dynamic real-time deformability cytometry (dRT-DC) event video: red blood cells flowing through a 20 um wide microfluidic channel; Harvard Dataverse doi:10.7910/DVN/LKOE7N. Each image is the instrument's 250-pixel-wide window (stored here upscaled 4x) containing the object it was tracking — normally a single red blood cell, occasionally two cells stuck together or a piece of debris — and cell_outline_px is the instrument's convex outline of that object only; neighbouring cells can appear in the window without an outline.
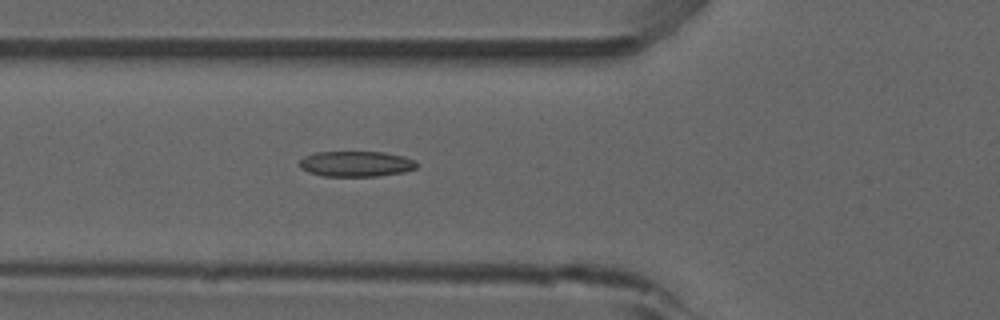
{"species": "common noctule bat (a hibernating species)", "species_latin": "Nyctalus noctula", "temperature_condition": "room temperature", "stored_images_in_passage": 47, "camera_frame_rate_fps": 3000, "um_per_image_px": 0.085, "animal": {"sex": "male", "forearm_length_mm": 52.5}, "frame": {"image": 1, "passage_image": 14, "time_ms": 4.333, "image_size_px": [1000, 320], "cell_outline_px": [[416, 168], [404, 172], [376, 176], [324, 176], [308, 172], [300, 168], [300, 160], [304, 156], [316, 152], [384, 152], [404, 156], [416, 160]], "centroid_in_image_um": [30.27, 13.92], "position_along_channel_um": 95.5, "area_um2": 17.46}}
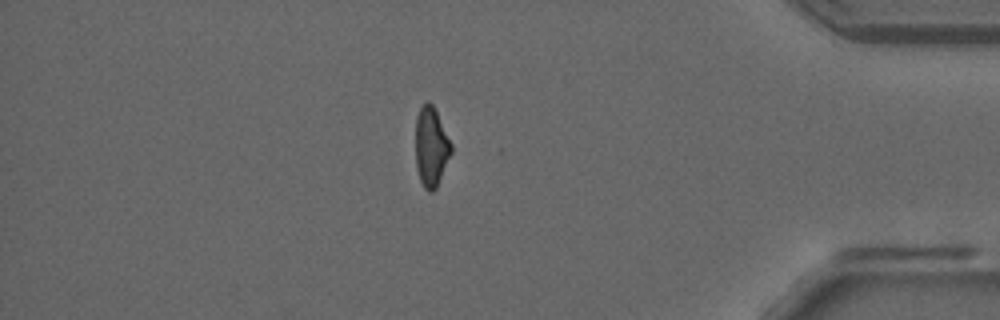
{"frame": {"image": 2, "passage_image": 40, "time_ms": 13.0, "image_size_px": [1000, 320], "cell_outline_px": [[452, 152], [436, 188], [432, 192], [428, 192], [424, 188], [420, 180], [416, 168], [416, 116], [420, 108], [428, 100], [432, 104], [452, 144]], "centroid_in_image_um": [36.64, 12.5], "position_along_channel_um": 398.6, "area_um2": 16.42}, "authors_computed_cell_mechanics": {"area_um2": 17.2822, "velocity_mm_per_s": 3.9175, "shape_relaxation_time_tau1_ms": null, "shape_relaxation_time_tau2_ms": 2.998, "deformation_change_tau1": null, "deformation_change_tau2": 0.0961}}